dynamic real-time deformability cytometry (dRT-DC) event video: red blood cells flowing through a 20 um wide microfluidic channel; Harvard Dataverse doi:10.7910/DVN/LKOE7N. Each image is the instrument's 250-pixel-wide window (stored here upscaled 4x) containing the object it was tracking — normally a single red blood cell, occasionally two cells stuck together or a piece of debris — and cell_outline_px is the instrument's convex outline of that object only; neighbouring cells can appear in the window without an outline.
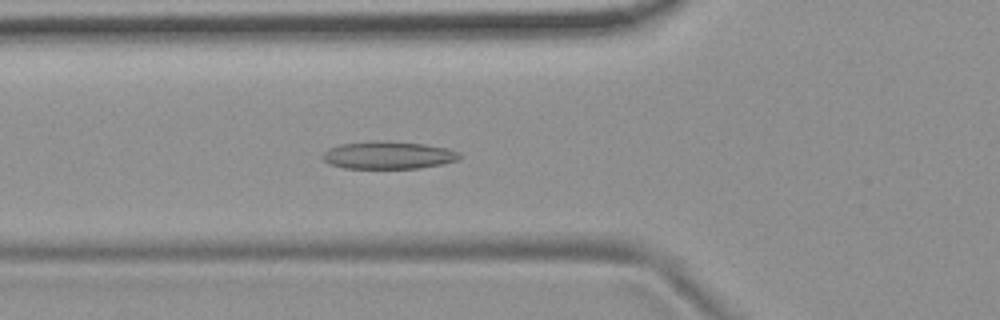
{"species": "common noctule bat (a hibernating species)", "species_latin": "Nyctalus noctula", "temperature_condition": "room temperature", "stored_images_in_passage": 56, "camera_frame_rate_fps": 3000, "um_per_image_px": 0.085, "animal": {"sex": "female", "body_mass_g": 19.9}, "frame": {"image": 1, "passage_image": 20, "time_ms": 6.333, "image_size_px": [1000, 320], "cell_outline_px": [[464, 156], [460, 160], [420, 168], [344, 168], [328, 164], [320, 156], [328, 148], [340, 144], [372, 140], [388, 140], [424, 144], [448, 148], [460, 152]], "centroid_in_image_um": [33.01, 13.17], "position_along_channel_um": 92.8, "area_um2": 22.48}}
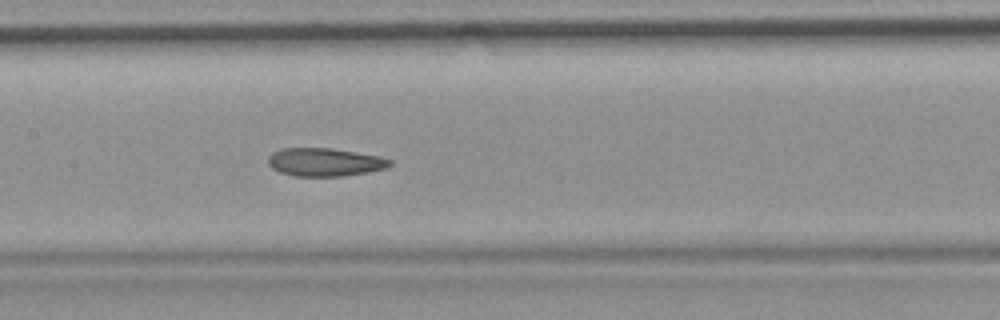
{"frame": {"image": 2, "passage_image": 27, "time_ms": 8.667, "image_size_px": [1000, 320], "cell_outline_px": [[392, 164], [388, 168], [368, 172], [344, 176], [296, 176], [280, 172], [272, 168], [268, 164], [268, 156], [272, 152], [280, 148], [332, 148], [380, 156], [392, 160]], "centroid_in_image_um": [27.62, 13.77], "position_along_channel_um": 179.8, "area_um2": 20.17}}
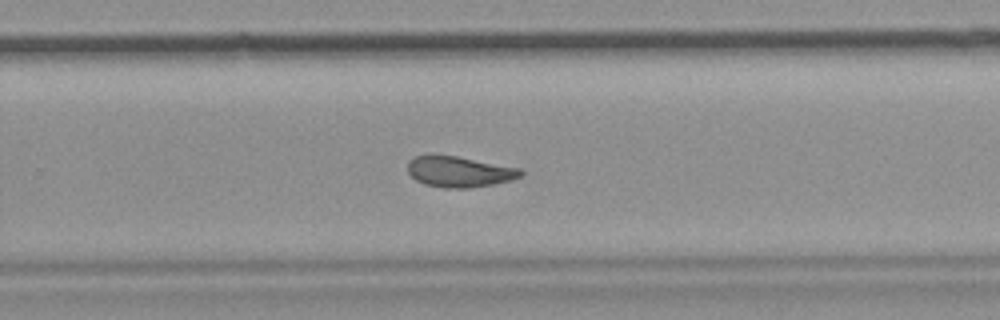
{"frame": {"image": 3, "passage_image": 36, "time_ms": 11.667, "image_size_px": [1000, 320], "cell_outline_px": [[524, 172], [520, 176], [512, 180], [492, 184], [468, 188], [444, 188], [424, 184], [416, 180], [408, 172], [408, 160], [416, 156], [456, 156], [520, 168]], "centroid_in_image_um": [39.04, 14.61], "position_along_channel_um": 290.8, "area_um2": 20.0}, "authors_computed_cell_mechanics": {"area_um2": 21.3571, "velocity_mm_per_s": 3.7185, "shape_relaxation_time_tau1_ms": null, "shape_relaxation_time_tau2_ms": 2.6012, "deformation_change_tau1": null, "deformation_change_tau2": 0.0773}}